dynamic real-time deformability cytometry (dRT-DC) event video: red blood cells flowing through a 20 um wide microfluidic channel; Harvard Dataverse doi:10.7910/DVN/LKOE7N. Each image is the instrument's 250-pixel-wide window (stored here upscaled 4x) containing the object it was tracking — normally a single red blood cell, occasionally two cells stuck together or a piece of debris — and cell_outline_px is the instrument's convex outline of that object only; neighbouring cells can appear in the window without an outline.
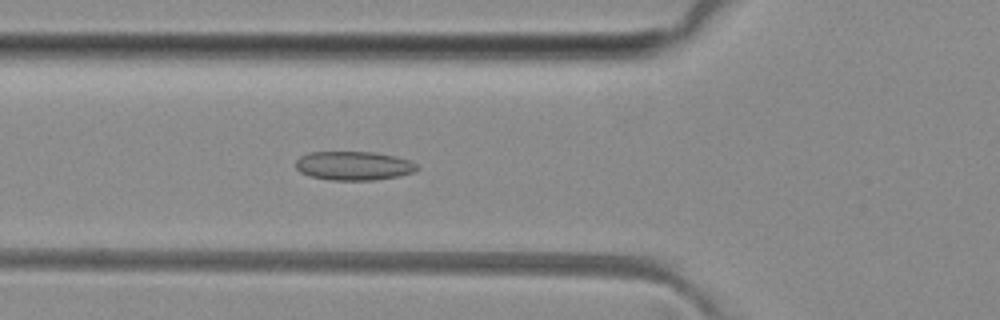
{"species": "common noctule bat (a hibernating species)", "species_latin": "Nyctalus noctula", "temperature_condition": "room temperature", "stored_images_in_passage": 50, "camera_frame_rate_fps": 3000, "um_per_image_px": 0.085, "animal": {"sex": "female", "body_mass_g": 29.2, "forearm_length_mm": 56.3}, "frame": {"image": 1, "passage_image": 17, "time_ms": 5.333, "image_size_px": [1000, 320], "cell_outline_px": [[420, 168], [416, 172], [376, 180], [332, 180], [312, 176], [300, 172], [296, 168], [296, 160], [300, 156], [308, 152], [372, 152], [396, 156], [412, 160]], "centroid_in_image_um": [30.1, 14.08], "position_along_channel_um": 95.7, "area_um2": 20.52}}
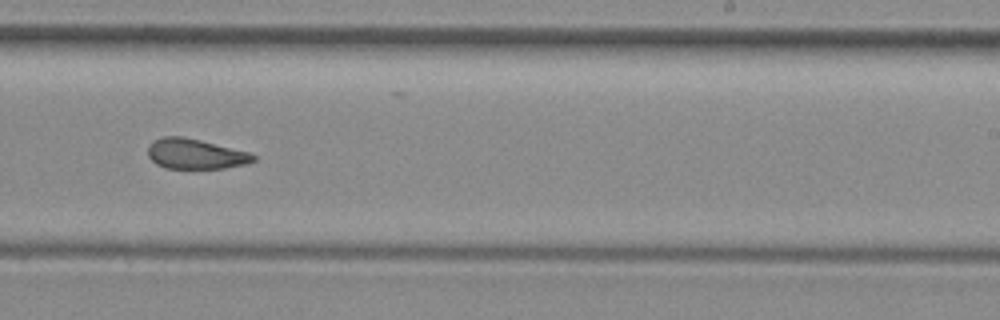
{"frame": {"image": 2, "passage_image": 30, "time_ms": 9.667, "image_size_px": [1000, 320], "cell_outline_px": [[256, 160], [248, 164], [224, 168], [164, 168], [156, 164], [148, 156], [148, 144], [164, 136], [184, 136], [248, 152], [256, 156]], "centroid_in_image_um": [16.6, 13.09], "position_along_channel_um": 272.4, "area_um2": 18.5}}
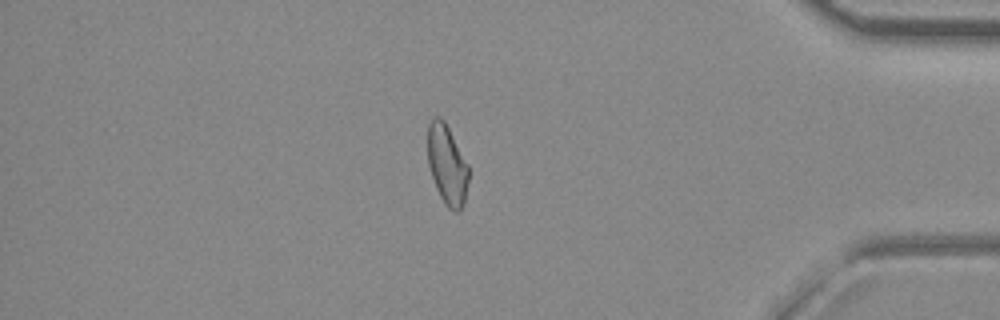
{"frame": {"image": 3, "passage_image": 42, "time_ms": 13.667, "image_size_px": [1000, 320], "cell_outline_px": [[468, 180], [464, 200], [460, 212], [456, 212], [448, 208], [444, 204], [436, 188], [428, 164], [428, 124], [436, 116], [440, 116], [444, 120], [468, 164]], "centroid_in_image_um": [37.99, 14.01], "position_along_channel_um": 397.2, "area_um2": 18.84}, "authors_computed_cell_mechanics": {"area_um2": 19.7098, "velocity_mm_per_s": 4.0764, "shape_relaxation_time_tau1_ms": null, "shape_relaxation_time_tau2_ms": 2.6394, "deformation_change_tau1": null, "deformation_change_tau2": 0.0975}}